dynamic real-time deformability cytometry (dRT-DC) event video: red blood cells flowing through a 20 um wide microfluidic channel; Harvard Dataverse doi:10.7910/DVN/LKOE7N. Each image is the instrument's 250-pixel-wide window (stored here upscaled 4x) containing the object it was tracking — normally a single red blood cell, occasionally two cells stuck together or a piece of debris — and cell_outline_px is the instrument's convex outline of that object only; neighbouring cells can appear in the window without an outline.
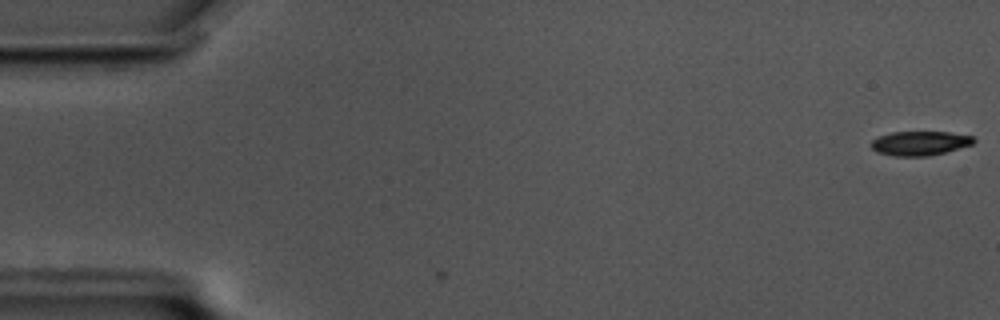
{"species": "common noctule bat (a hibernating species)", "species_latin": "Nyctalus noctula", "temperature_condition": "cold", "stored_images_in_passage": 4, "camera_frame_rate_fps": 3000, "um_per_image_px": 0.085, "animal": {"sex": "male", "body_mass_g": 17.5, "forearm_length_mm": 52.3}, "frame": {"image": 1, "passage_image": 1, "time_ms": 0.0, "image_size_px": [1000, 320], "cell_outline_px": [[976, 140], [972, 144], [944, 152], [928, 156], [896, 156], [876, 152], [872, 148], [872, 140], [880, 136], [892, 132], [948, 132], [972, 136]], "centroid_in_image_um": [78.18, 12.17], "position_along_channel_um": 6.8, "area_um2": 14.28}}